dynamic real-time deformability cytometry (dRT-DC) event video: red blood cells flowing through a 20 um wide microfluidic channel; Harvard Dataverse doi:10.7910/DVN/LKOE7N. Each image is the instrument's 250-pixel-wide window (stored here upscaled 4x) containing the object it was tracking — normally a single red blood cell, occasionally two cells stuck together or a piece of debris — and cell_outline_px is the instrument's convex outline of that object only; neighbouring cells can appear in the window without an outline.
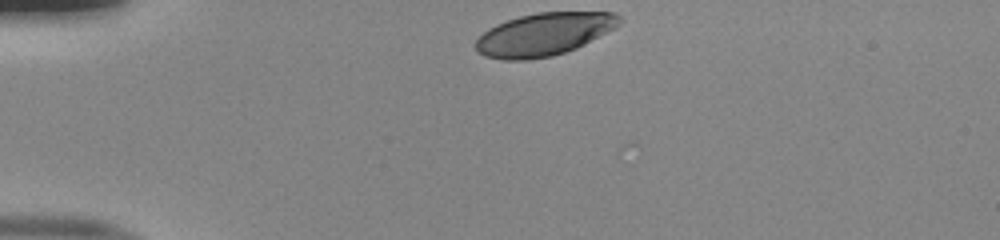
{"species": "human", "species_latin": "Homo sapiens", "temperature_condition": "room temperature", "stored_images_in_passage": 32, "camera_frame_rate_fps": 3000, "um_per_image_px": 0.085, "donor": {"sex": "male"}, "frame": {"image": 1, "passage_image": 1, "time_ms": 0.0, "image_size_px": [1000, 240], "cell_outline_px": [[620, 24], [584, 44], [576, 48], [552, 56], [528, 60], [504, 60], [484, 56], [476, 48], [476, 40], [488, 28], [496, 24], [520, 16], [536, 12], [616, 12], [620, 16]], "centroid_in_image_um": [46.22, 2.91], "position_along_channel_um": 38.8, "area_um2": 35.49}}
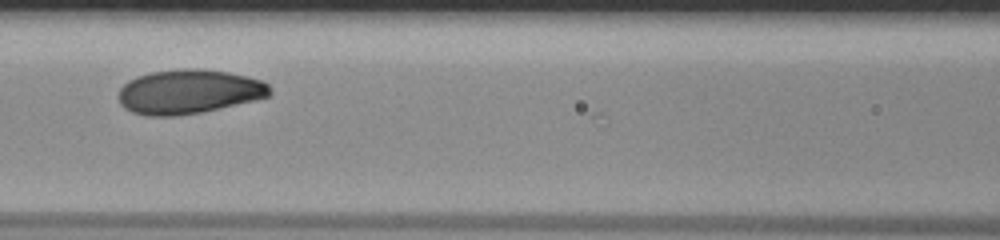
{"frame": {"image": 2, "passage_image": 13, "time_ms": 4.0, "image_size_px": [1000, 240], "cell_outline_px": [[272, 92], [268, 96], [256, 100], [200, 112], [176, 116], [144, 116], [132, 112], [124, 108], [120, 104], [120, 88], [128, 80], [136, 76], [152, 72], [188, 68], [200, 68], [228, 72], [260, 80], [268, 84]], "centroid_in_image_um": [16.03, 7.8], "position_along_channel_um": 150.6, "area_um2": 38.96}}
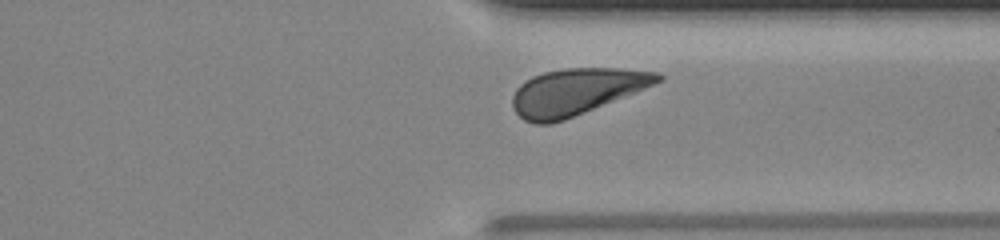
{"frame": {"image": 3, "passage_image": 29, "time_ms": 9.333, "image_size_px": [1000, 240], "cell_outline_px": [[664, 80], [656, 84], [636, 92], [564, 120], [548, 124], [536, 124], [524, 120], [512, 108], [512, 96], [516, 88], [524, 80], [532, 76], [544, 72], [564, 68], [620, 68], [660, 72], [664, 76]], "centroid_in_image_um": [48.99, 7.78], "position_along_channel_um": 362.4, "area_um2": 39.48}, "authors_computed_cell_mechanics": {"area_um2": 38.6393, "velocity_mm_per_s": 3.9708, "shape_relaxation_time_tau1_ms": 1.8724, "shape_relaxation_time_tau2_ms": null, "deformation_change_tau1": 0.1267, "deformation_change_tau2": null}}